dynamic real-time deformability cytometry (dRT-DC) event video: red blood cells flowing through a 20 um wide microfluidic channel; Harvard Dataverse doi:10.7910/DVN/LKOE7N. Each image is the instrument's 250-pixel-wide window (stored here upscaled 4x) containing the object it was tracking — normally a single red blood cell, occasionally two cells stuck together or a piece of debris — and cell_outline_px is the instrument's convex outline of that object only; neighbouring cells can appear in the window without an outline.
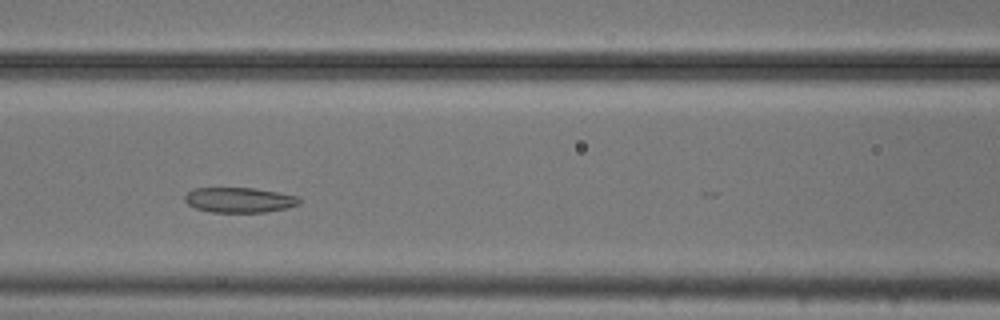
{"species": "common noctule bat (a hibernating species)", "species_latin": "Nyctalus noctula", "temperature_condition": "cold", "stored_images_in_passage": 18, "camera_frame_rate_fps": 3000, "um_per_image_px": 0.085, "animal": {"sex": "male", "body_mass_g": 20.5, "forearm_length_mm": 52.5}, "frame": {"image": 1, "passage_image": 15, "time_ms": 4.667, "image_size_px": [1000, 320], "cell_outline_px": [[300, 204], [284, 208], [264, 212], [212, 212], [196, 208], [188, 204], [184, 200], [184, 196], [192, 188], [256, 188], [296, 196], [300, 200]], "centroid_in_image_um": [20.3, 16.99], "position_along_channel_um": 146.3, "area_um2": 16.59}}